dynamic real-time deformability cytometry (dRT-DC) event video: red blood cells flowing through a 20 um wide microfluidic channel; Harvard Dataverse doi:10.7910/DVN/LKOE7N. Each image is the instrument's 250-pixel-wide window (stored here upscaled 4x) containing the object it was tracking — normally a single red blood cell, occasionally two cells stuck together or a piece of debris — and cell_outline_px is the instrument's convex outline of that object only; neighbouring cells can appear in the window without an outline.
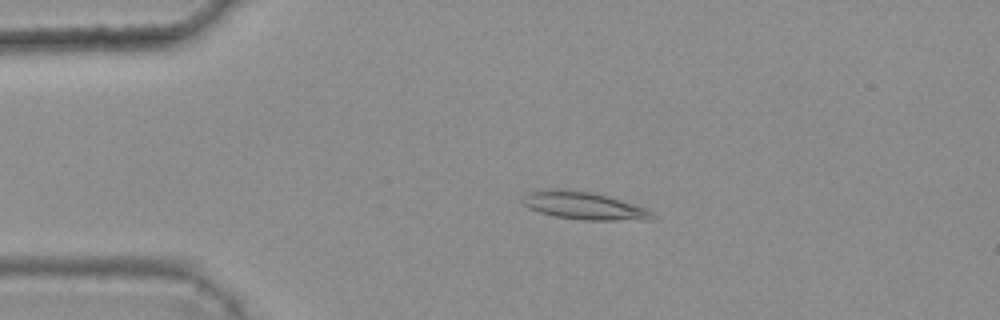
{"species": "common noctule bat (a hibernating species)", "species_latin": "Nyctalus noctula", "temperature_condition": "warm", "stored_images_in_passage": 4, "camera_frame_rate_fps": 3000, "um_per_image_px": 0.085, "animal": {"sex": "female", "body_mass_g": 25.1}, "frame": {"image": 1, "passage_image": 3, "time_ms": 0.667, "image_size_px": [1000, 320], "cell_outline_px": [[656, 216], [652, 220], [584, 220], [556, 216], [540, 212], [528, 208], [520, 200], [528, 192], [548, 188], [560, 188], [596, 192], [648, 208]], "centroid_in_image_um": [49.66, 17.46], "position_along_channel_um": 35.3, "area_um2": 21.33}}